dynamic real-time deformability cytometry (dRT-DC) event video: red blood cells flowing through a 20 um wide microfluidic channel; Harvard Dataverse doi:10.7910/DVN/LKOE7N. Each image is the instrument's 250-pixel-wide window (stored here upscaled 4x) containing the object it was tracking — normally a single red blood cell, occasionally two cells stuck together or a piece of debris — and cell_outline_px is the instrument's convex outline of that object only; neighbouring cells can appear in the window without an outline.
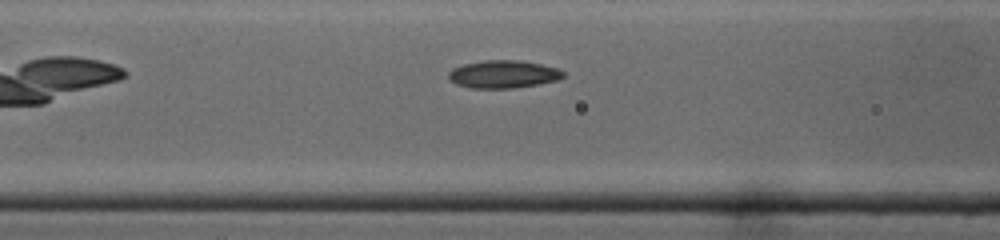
{"species": "common noctule bat (a hibernating species)", "species_latin": "Nyctalus noctula", "temperature_condition": "cold", "stored_images_in_passage": 8, "camera_frame_rate_fps": 3000, "um_per_image_px": 0.085, "animal": {"sex": "male", "body_mass_g": 19.0, "forearm_length_mm": 50.8}, "frame": {"image": 1, "passage_image": 6, "time_ms": 1.667, "image_size_px": [1000, 240], "cell_outline_px": [[564, 76], [556, 80], [536, 84], [512, 88], [472, 88], [456, 84], [448, 76], [448, 72], [452, 68], [464, 64], [484, 60], [520, 60], [540, 64], [556, 68], [564, 72]], "centroid_in_image_um": [42.75, 6.3], "position_along_channel_um": 123.9, "area_um2": 18.32}}